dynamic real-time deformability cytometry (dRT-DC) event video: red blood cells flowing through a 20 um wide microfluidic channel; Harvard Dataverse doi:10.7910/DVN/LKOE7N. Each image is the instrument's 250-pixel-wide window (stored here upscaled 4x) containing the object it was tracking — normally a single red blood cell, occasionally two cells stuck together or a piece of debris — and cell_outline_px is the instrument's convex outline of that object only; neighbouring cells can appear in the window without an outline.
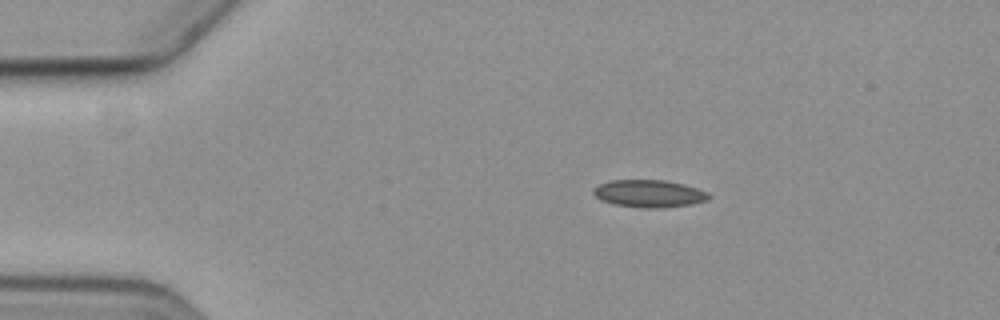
{"species": "common noctule bat (a hibernating species)", "species_latin": "Nyctalus noctula", "temperature_condition": "cold", "stored_images_in_passage": 4, "camera_frame_rate_fps": 3000, "um_per_image_px": 0.085, "animal": {"sex": "female", "body_mass_g": 19.3, "forearm_length_mm": 54.1}, "frame": {"image": 1, "passage_image": 1, "time_ms": 0.0, "image_size_px": [1000, 320], "cell_outline_px": [[712, 196], [704, 200], [692, 204], [652, 208], [644, 208], [616, 204], [600, 200], [592, 192], [600, 184], [608, 180], [664, 180], [684, 184], [708, 192]], "centroid_in_image_um": [55.17, 16.44], "position_along_channel_um": 29.8, "area_um2": 18.15}}